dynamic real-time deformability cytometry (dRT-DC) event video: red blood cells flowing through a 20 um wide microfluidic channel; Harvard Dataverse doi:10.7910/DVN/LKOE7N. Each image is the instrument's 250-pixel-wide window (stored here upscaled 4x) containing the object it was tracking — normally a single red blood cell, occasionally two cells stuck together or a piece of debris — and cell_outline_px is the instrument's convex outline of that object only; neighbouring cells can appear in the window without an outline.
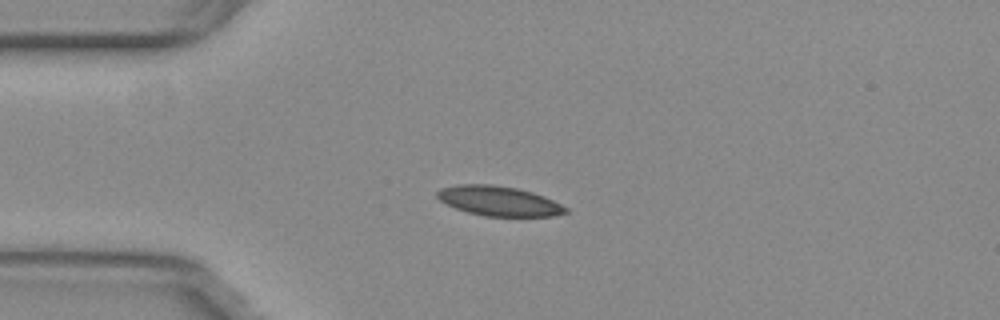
{"species": "common noctule bat (a hibernating species)", "species_latin": "Nyctalus noctula", "temperature_condition": "warm", "stored_images_in_passage": 8, "camera_frame_rate_fps": 3000, "um_per_image_px": 0.085, "animal": {"sex": "female", "body_mass_g": 29.2, "forearm_length_mm": 56.3}, "frame": {"image": 1, "passage_image": 1, "time_ms": 0.0, "image_size_px": [1000, 320], "cell_outline_px": [[568, 212], [552, 216], [484, 216], [468, 212], [456, 208], [440, 200], [436, 196], [436, 192], [440, 188], [456, 184], [492, 184], [516, 188], [532, 192], [544, 196], [568, 208]], "centroid_in_image_um": [42.38, 17.07], "position_along_channel_um": 42.6, "area_um2": 22.2}}
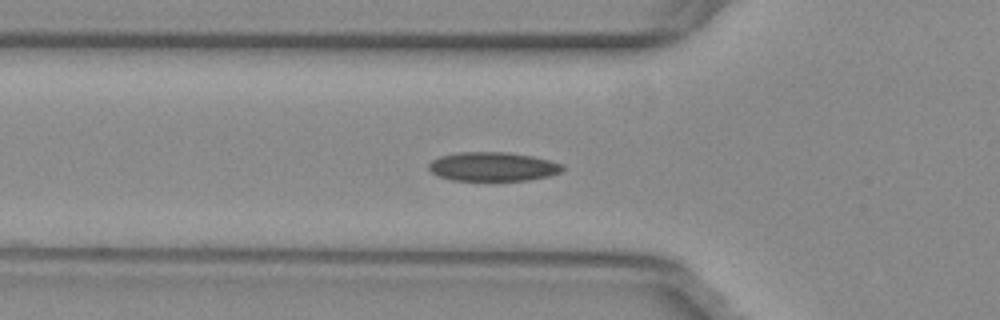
{"frame": {"image": 2, "passage_image": 6, "time_ms": 1.667, "image_size_px": [1000, 320], "cell_outline_px": [[564, 168], [560, 172], [548, 176], [528, 180], [452, 180], [440, 176], [432, 172], [428, 168], [428, 164], [432, 160], [440, 156], [460, 152], [508, 152], [532, 156], [564, 164]], "centroid_in_image_um": [41.89, 14.15], "position_along_channel_um": 83.9, "area_um2": 22.48}}